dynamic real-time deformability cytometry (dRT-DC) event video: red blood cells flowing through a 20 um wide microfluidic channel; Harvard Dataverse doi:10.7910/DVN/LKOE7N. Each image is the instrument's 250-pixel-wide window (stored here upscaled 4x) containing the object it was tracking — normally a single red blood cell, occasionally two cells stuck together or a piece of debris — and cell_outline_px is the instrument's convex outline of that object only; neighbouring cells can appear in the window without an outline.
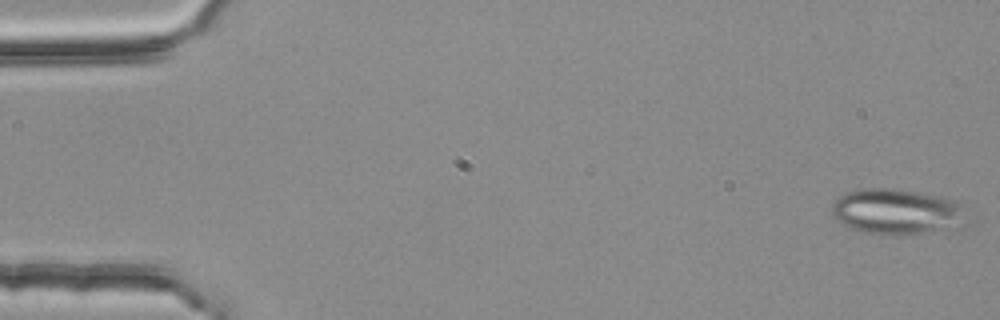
{"species": "common noctule bat (a hibernating species)", "species_latin": "Nyctalus noctula", "temperature_condition": "room temperature", "stored_images_in_passage": 55, "camera_frame_rate_fps": 3000, "um_per_image_px": 0.085, "animal": {"sex": "female", "body_mass_g": 25.1}, "frame": {"image": 1, "passage_image": 2, "time_ms": 0.333, "image_size_px": [1000, 320], "cell_outline_px": [[972, 224], [900, 236], [884, 236], [864, 232], [852, 228], [836, 220], [832, 216], [832, 204], [844, 192], [860, 188], [892, 188], [940, 196], [956, 200], [972, 216]], "centroid_in_image_um": [76.31, 18.0], "position_along_channel_um": 8.7, "area_um2": 36.76}}
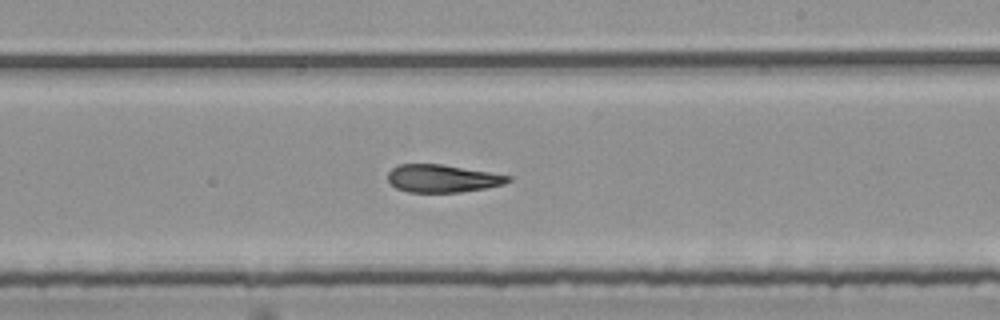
{"frame": {"image": 2, "passage_image": 33, "time_ms": 10.667, "image_size_px": [1000, 320], "cell_outline_px": [[512, 180], [504, 184], [484, 188], [460, 192], [408, 192], [396, 188], [388, 180], [388, 172], [396, 164], [440, 164], [512, 176]], "centroid_in_image_um": [37.59, 15.17], "position_along_channel_um": 251.4, "area_um2": 19.31}}
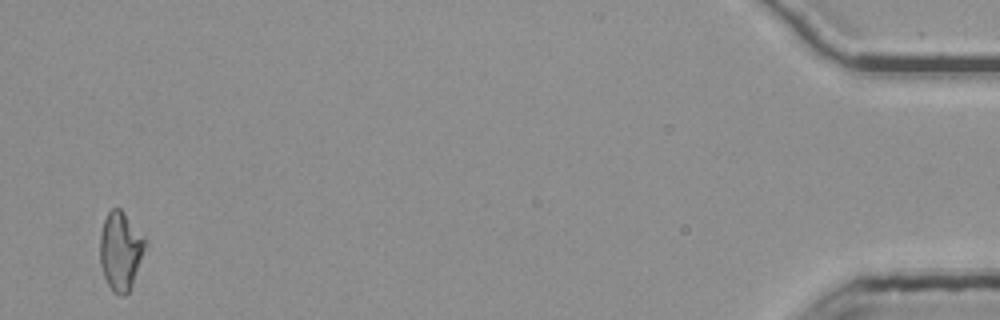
{"frame": {"image": 3, "passage_image": 54, "time_ms": 17.667, "image_size_px": [1000, 320], "cell_outline_px": [[144, 248], [132, 284], [128, 292], [124, 296], [120, 296], [112, 292], [104, 276], [100, 264], [100, 232], [104, 220], [108, 212], [112, 208], [120, 208], [124, 212], [144, 240]], "centroid_in_image_um": [10.19, 21.34], "position_along_channel_um": 425.0, "area_um2": 20.06}, "authors_computed_cell_mechanics": {"area_um2": 20.9814, "velocity_mm_per_s": 3.772, "shape_relaxation_time_tau1_ms": null, "shape_relaxation_time_tau2_ms": 3.5784, "deformation_change_tau1": null, "deformation_change_tau2": 0.1276}}